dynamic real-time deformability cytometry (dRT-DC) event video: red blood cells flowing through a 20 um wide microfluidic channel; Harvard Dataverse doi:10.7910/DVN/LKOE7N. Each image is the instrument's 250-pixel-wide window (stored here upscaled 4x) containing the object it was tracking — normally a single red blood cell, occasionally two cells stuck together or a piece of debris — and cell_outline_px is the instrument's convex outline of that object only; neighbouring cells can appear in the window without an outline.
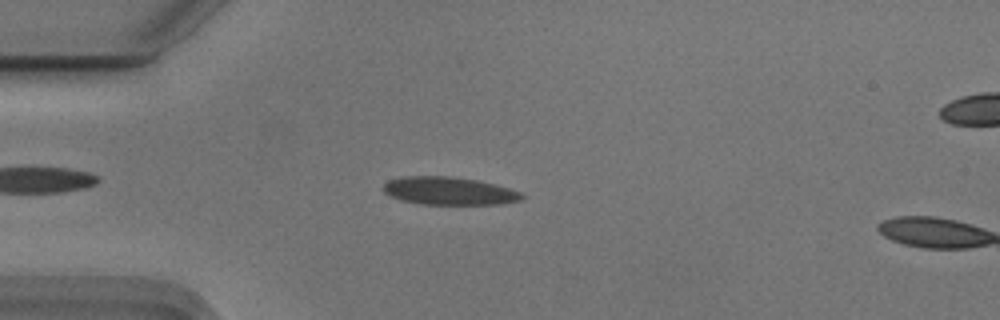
{"species": "Egyptian fruit bat (a non-hibernating species)", "species_latin": "Rousettus aegyptiacus", "temperature_condition": "cold", "stored_images_in_passage": 48, "camera_frame_rate_fps": 3000, "um_per_image_px": 0.085, "animal": {"sex": "male"}, "frame": {"image": 1, "passage_image": 8, "time_ms": 2.333, "image_size_px": [1000, 320], "cell_outline_px": [[524, 196], [520, 200], [500, 204], [420, 204], [400, 200], [384, 192], [380, 188], [388, 180], [404, 176], [448, 176], [476, 180], [508, 188], [520, 192]], "centroid_in_image_um": [38.1, 16.23], "position_along_channel_um": 46.9, "area_um2": 22.37}}
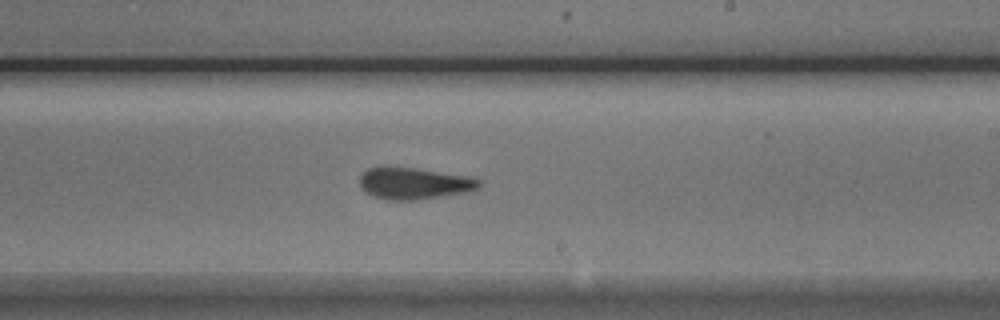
{"frame": {"image": 2, "passage_image": 26, "time_ms": 8.333, "image_size_px": [1000, 320], "cell_outline_px": [[480, 184], [472, 192], [420, 200], [384, 200], [372, 196], [360, 184], [360, 176], [368, 168], [380, 164], [388, 164], [416, 168], [464, 176], [480, 180]], "centroid_in_image_um": [35.14, 15.57], "position_along_channel_um": 253.9, "area_um2": 22.54}}
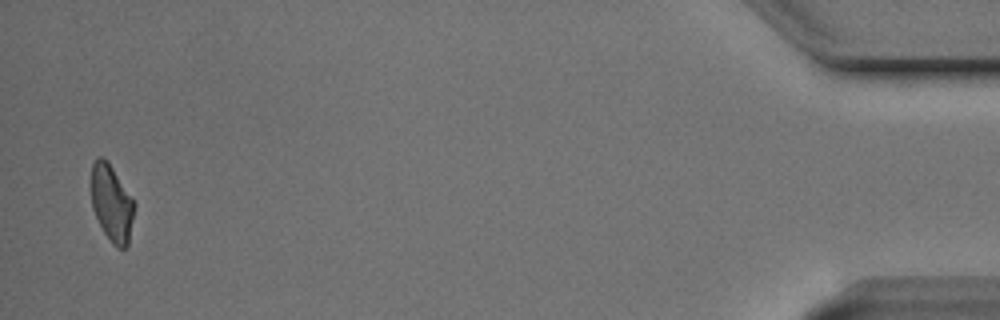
{"frame": {"image": 3, "passage_image": 47, "time_ms": 15.333, "image_size_px": [1000, 320], "cell_outline_px": [[136, 204], [128, 244], [124, 248], [116, 248], [112, 244], [104, 232], [92, 208], [92, 164], [100, 156], [108, 160]], "centroid_in_image_um": [9.51, 17.28], "position_along_channel_um": 425.7, "area_um2": 19.13}, "authors_computed_cell_mechanics": {"area_um2": 21.675, "velocity_mm_per_s": 3.7286, "shape_relaxation_time_tau1_ms": 2.4861, "shape_relaxation_time_tau2_ms": 1.7786, "deformation_change_tau1": 0.1307, "deformation_change_tau2": 0.1059}}